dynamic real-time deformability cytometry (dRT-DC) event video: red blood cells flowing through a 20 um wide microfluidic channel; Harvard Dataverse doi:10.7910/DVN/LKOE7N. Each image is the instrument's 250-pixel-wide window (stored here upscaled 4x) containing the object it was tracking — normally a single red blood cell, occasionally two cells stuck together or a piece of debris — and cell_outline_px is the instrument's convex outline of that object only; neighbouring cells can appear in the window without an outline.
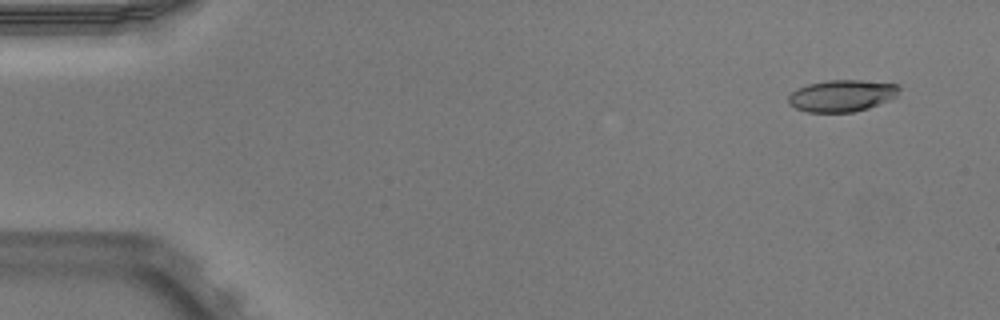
{"species": "Egyptian fruit bat (a non-hibernating species)", "species_latin": "Rousettus aegyptiacus", "temperature_condition": "warm", "stored_images_in_passage": 52, "camera_frame_rate_fps": 3000, "um_per_image_px": 0.085, "animal": {"sex": "male"}, "frame": {"image": 1, "passage_image": 4, "time_ms": 1.0, "image_size_px": [1000, 320], "cell_outline_px": [[900, 88], [896, 96], [888, 100], [868, 108], [852, 112], [808, 112], [796, 108], [788, 104], [788, 96], [792, 92], [808, 84], [828, 80], [860, 80], [896, 84]], "centroid_in_image_um": [71.54, 8.13], "position_along_channel_um": 13.5, "area_um2": 20.29}}
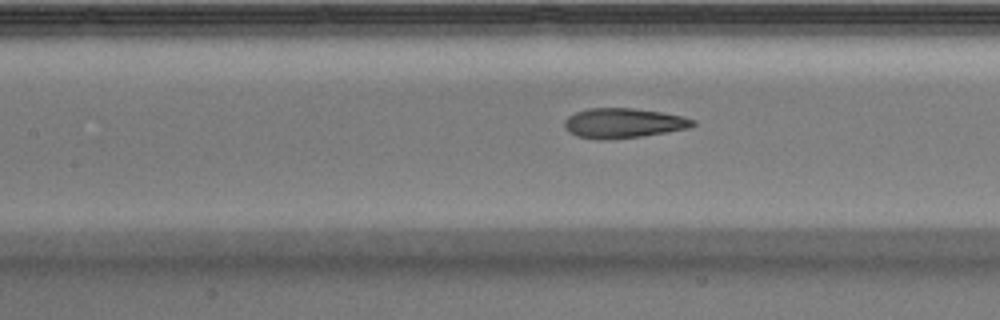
{"frame": {"image": 2, "passage_image": 24, "time_ms": 7.667, "image_size_px": [1000, 320], "cell_outline_px": [[696, 124], [688, 128], [640, 136], [604, 140], [600, 140], [576, 136], [568, 132], [564, 128], [564, 120], [568, 116], [576, 112], [588, 108], [632, 108], [660, 112], [684, 116], [696, 120]], "centroid_in_image_um": [52.95, 10.46], "position_along_channel_um": 154.5, "area_um2": 22.31}}
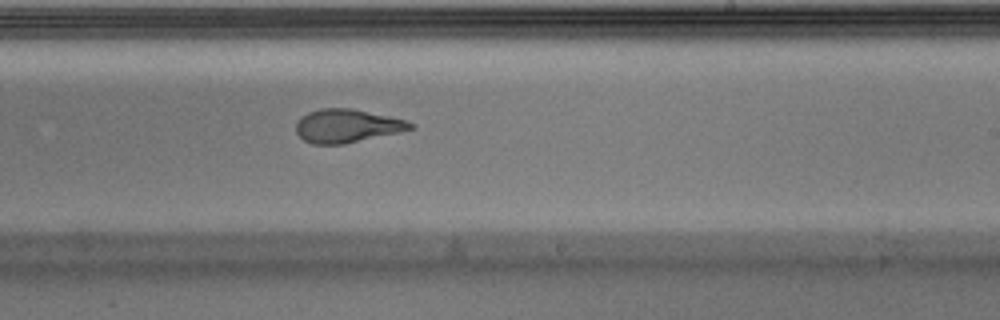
{"frame": {"image": 3, "passage_image": 32, "time_ms": 10.333, "image_size_px": [1000, 320], "cell_outline_px": [[416, 128], [400, 132], [344, 144], [312, 144], [304, 140], [296, 132], [296, 124], [308, 112], [320, 108], [352, 108], [408, 120], [416, 124]], "centroid_in_image_um": [29.55, 10.7], "position_along_channel_um": 259.4, "area_um2": 22.31}, "authors_computed_cell_mechanics": {"area_um2": 22.4553, "velocity_mm_per_s": 3.9509, "shape_relaxation_time_tau1_ms": 5.1264, "shape_relaxation_time_tau2_ms": 1.418, "deformation_change_tau1": 0.2534, "deformation_change_tau2": 0.105}}